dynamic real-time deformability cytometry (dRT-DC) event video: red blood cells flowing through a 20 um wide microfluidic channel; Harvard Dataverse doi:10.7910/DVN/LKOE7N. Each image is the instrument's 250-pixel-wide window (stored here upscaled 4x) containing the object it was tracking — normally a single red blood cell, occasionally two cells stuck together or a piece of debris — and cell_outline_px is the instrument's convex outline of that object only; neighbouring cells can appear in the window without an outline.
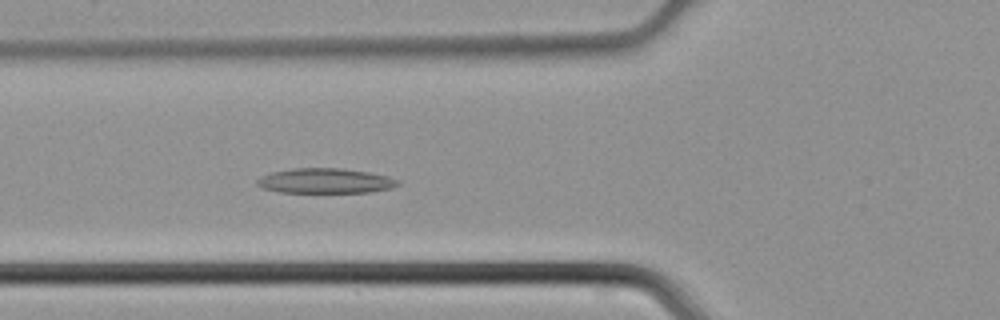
{"species": "common noctule bat (a hibernating species)", "species_latin": "Nyctalus noctula", "temperature_condition": "cold", "stored_images_in_passage": 47, "camera_frame_rate_fps": 3000, "um_per_image_px": 0.085, "animal": {"sex": "male", "body_mass_g": 21.5, "forearm_length_mm": 52.0}, "frame": {"image": 1, "passage_image": 18, "time_ms": 5.667, "image_size_px": [1000, 320], "cell_outline_px": [[400, 184], [392, 188], [368, 192], [280, 192], [264, 188], [256, 184], [256, 180], [260, 176], [272, 172], [292, 168], [340, 168], [368, 172], [388, 176], [396, 180]], "centroid_in_image_um": [27.63, 15.36], "position_along_channel_um": 98.2, "area_um2": 20.35}}
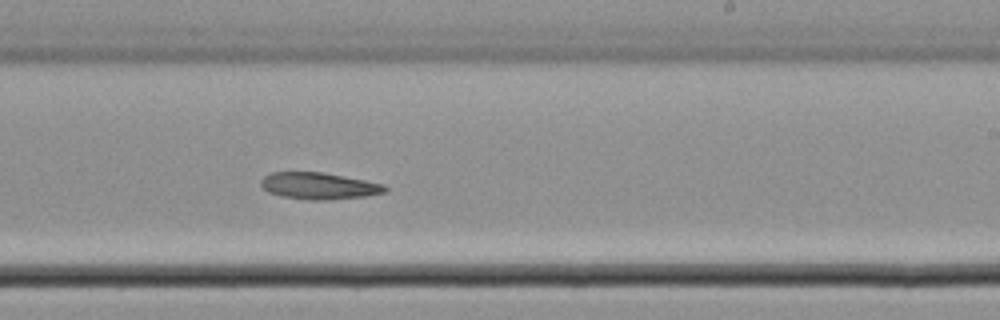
{"frame": {"image": 2, "passage_image": 29, "time_ms": 9.333, "image_size_px": [1000, 320], "cell_outline_px": [[388, 188], [384, 192], [368, 196], [328, 200], [308, 200], [280, 196], [268, 192], [260, 184], [260, 180], [264, 176], [272, 172], [320, 172], [364, 180], [384, 184]], "centroid_in_image_um": [27.09, 15.81], "position_along_channel_um": 261.9, "area_um2": 19.31}}
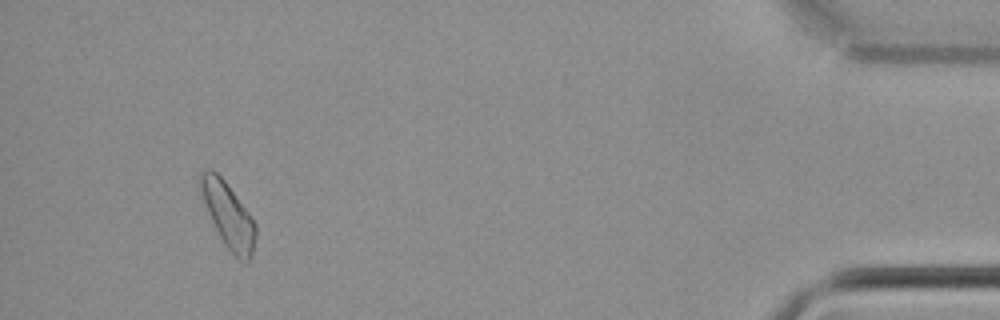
{"frame": {"image": 3, "passage_image": 44, "time_ms": 14.333, "image_size_px": [1000, 320], "cell_outline_px": [[256, 236], [252, 252], [248, 264], [244, 264], [224, 244], [216, 232], [208, 212], [200, 188], [200, 172], [208, 168], [212, 168], [224, 180], [248, 212], [256, 224]], "centroid_in_image_um": [19.41, 18.31], "position_along_channel_um": 415.8, "area_um2": 20.63}}